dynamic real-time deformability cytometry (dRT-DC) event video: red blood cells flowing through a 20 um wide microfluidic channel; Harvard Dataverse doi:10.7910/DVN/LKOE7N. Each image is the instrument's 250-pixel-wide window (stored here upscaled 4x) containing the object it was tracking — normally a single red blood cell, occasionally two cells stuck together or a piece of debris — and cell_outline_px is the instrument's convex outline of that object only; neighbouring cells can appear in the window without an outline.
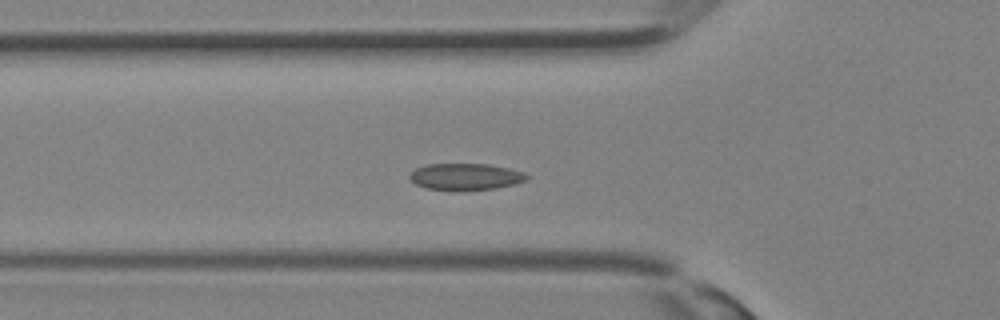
{"species": "Egyptian fruit bat (a non-hibernating species)", "species_latin": "Rousettus aegyptiacus", "temperature_condition": "room temperature", "stored_images_in_passage": 31, "camera_frame_rate_fps": 3000, "um_per_image_px": 0.085, "animal": {"sex": "female"}, "frame": {"image": 1, "passage_image": 9, "time_ms": 2.667, "image_size_px": [1000, 320], "cell_outline_px": [[528, 180], [496, 188], [428, 188], [416, 184], [408, 176], [416, 168], [428, 164], [488, 164], [508, 168], [524, 172], [528, 176]], "centroid_in_image_um": [39.6, 14.97], "position_along_channel_um": 86.2, "area_um2": 17.34}}
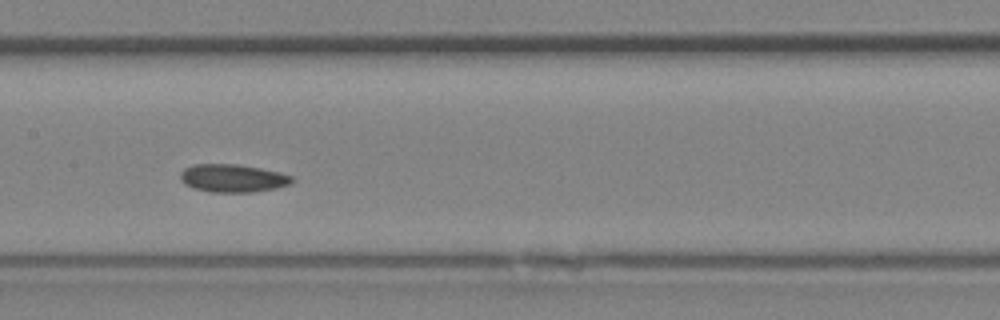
{"frame": {"image": 2, "passage_image": 14, "time_ms": 4.333, "image_size_px": [1000, 320], "cell_outline_px": [[292, 184], [276, 188], [252, 192], [208, 192], [192, 188], [184, 184], [180, 180], [180, 172], [184, 168], [192, 164], [236, 164], [260, 168], [280, 172], [292, 176]], "centroid_in_image_um": [19.74, 15.15], "position_along_channel_um": 187.7, "area_um2": 18.38}}
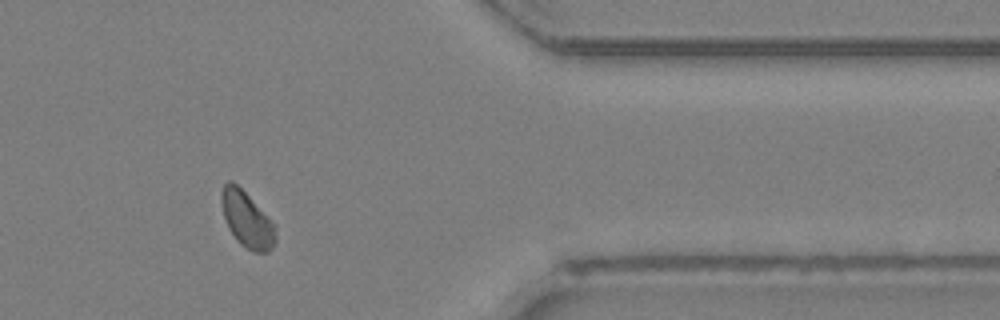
{"frame": {"image": 3, "passage_image": 25, "time_ms": 8.0, "image_size_px": [1000, 320], "cell_outline_px": [[276, 240], [272, 248], [268, 252], [252, 252], [240, 244], [228, 228], [224, 216], [220, 200], [220, 192], [224, 184], [228, 180], [232, 180], [276, 224]], "centroid_in_image_um": [20.99, 18.67], "position_along_channel_um": 390.4, "area_um2": 17.69}}